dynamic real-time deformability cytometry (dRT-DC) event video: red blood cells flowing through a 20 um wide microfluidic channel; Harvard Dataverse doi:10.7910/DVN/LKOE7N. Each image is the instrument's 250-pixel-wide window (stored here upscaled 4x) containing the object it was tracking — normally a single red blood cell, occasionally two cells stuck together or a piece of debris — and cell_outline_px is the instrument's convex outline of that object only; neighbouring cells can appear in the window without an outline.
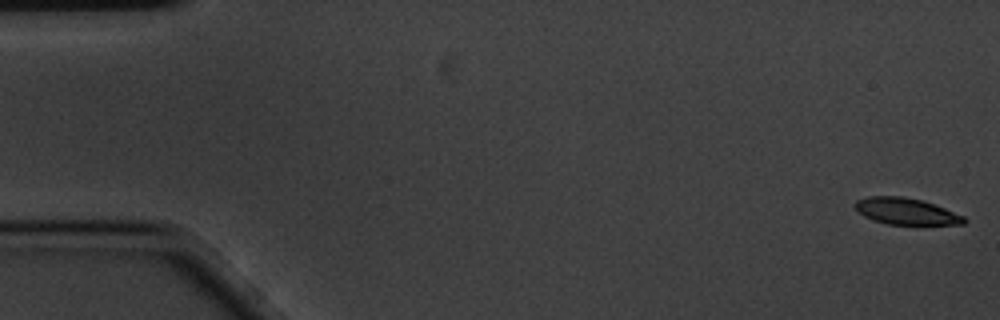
{"species": "common noctule bat (a hibernating species)", "species_latin": "Nyctalus noctula", "temperature_condition": "cold", "stored_images_in_passage": 6, "camera_frame_rate_fps": 3000, "um_per_image_px": 0.085, "animal": {"sex": "male", "body_mass_g": 20.1, "forearm_length_mm": 53.5}, "frame": {"image": 1, "passage_image": 1, "time_ms": 0.0, "image_size_px": [1000, 320], "cell_outline_px": [[968, 220], [964, 224], [920, 228], [916, 228], [888, 224], [872, 220], [864, 216], [852, 204], [856, 200], [868, 196], [904, 196], [920, 200], [944, 208], [964, 216]], "centroid_in_image_um": [77.08, 18.03], "position_along_channel_um": 7.9, "area_um2": 17.86}}
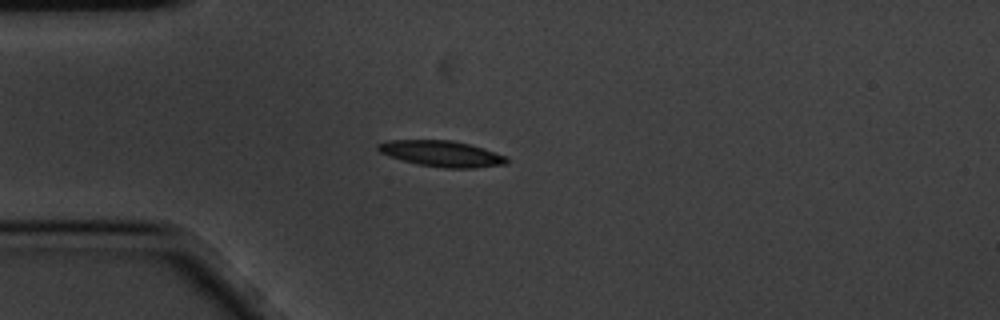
{"frame": {"image": 2, "passage_image": 5, "time_ms": 1.333, "image_size_px": [1000, 320], "cell_outline_px": [[508, 164], [472, 168], [444, 168], [416, 164], [380, 152], [376, 148], [376, 144], [388, 140], [452, 140], [484, 148], [508, 156]], "centroid_in_image_um": [37.58, 13.06], "position_along_channel_um": 47.4, "area_um2": 19.48}}